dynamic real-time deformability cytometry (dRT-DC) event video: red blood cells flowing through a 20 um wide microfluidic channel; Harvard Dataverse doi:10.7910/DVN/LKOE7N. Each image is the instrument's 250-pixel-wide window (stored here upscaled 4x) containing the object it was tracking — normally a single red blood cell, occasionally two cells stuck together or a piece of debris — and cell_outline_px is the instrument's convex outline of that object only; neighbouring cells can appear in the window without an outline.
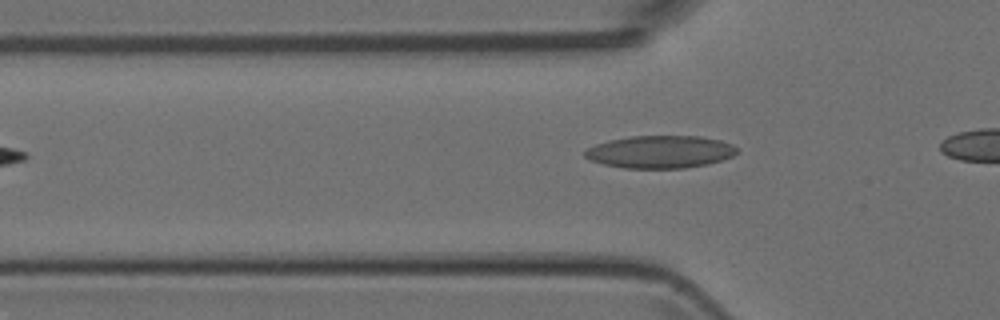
{"species": "Egyptian fruit bat (a non-hibernating species)", "species_latin": "Rousettus aegyptiacus", "temperature_condition": "room temperature", "stored_images_in_passage": 2, "camera_frame_rate_fps": 3000, "um_per_image_px": 0.085, "animal": {"sex": "female"}, "frame": {"image": 1, "passage_image": 2, "time_ms": 1.333, "image_size_px": [1000, 320], "cell_outline_px": [[740, 152], [732, 156], [708, 164], [684, 168], [624, 168], [604, 164], [592, 160], [584, 156], [584, 152], [588, 148], [596, 144], [608, 140], [632, 136], [700, 136], [720, 140], [732, 144]], "centroid_in_image_um": [56.13, 12.9], "position_along_channel_um": 69.7, "area_um2": 28.78}}